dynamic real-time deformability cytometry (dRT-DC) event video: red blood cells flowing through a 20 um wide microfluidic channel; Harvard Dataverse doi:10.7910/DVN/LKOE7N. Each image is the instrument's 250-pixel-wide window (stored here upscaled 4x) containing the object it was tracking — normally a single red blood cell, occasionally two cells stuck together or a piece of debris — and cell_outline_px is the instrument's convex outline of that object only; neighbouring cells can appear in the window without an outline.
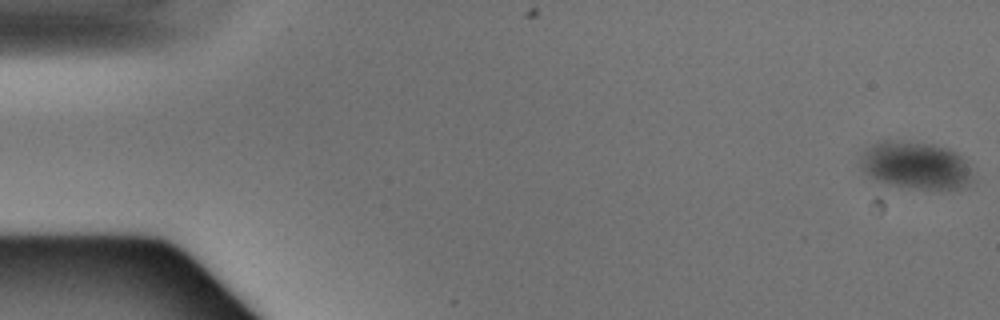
{"species": "Egyptian fruit bat (a non-hibernating species)", "species_latin": "Rousettus aegyptiacus", "temperature_condition": "warm", "stored_images_in_passage": 48, "camera_frame_rate_fps": 3000, "um_per_image_px": 0.085, "animal": {"sex": "male"}, "frame": {"image": 1, "passage_image": 1, "time_ms": 0.0, "image_size_px": [1000, 320], "cell_outline_px": [[972, 180], [964, 188], [912, 188], [888, 184], [864, 172], [860, 164], [860, 160], [864, 148], [872, 144], [884, 140], [908, 140], [936, 144], [948, 148], [956, 152], [968, 164], [972, 176]], "centroid_in_image_um": [77.82, 14.01], "position_along_channel_um": 7.2, "area_um2": 31.1}}
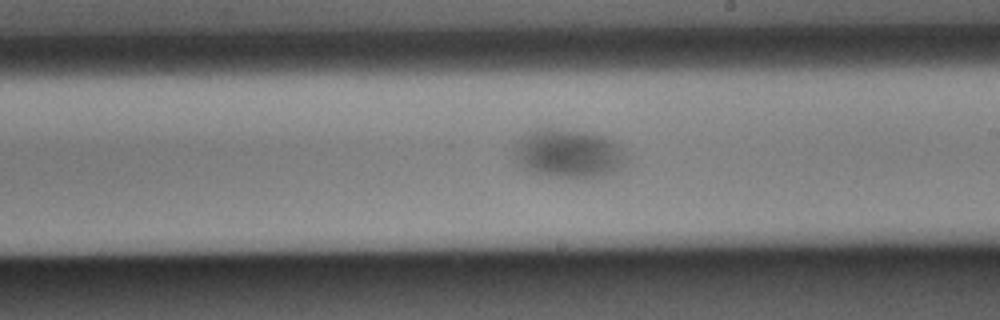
{"frame": {"image": 2, "passage_image": 28, "time_ms": 9.0, "image_size_px": [1000, 320], "cell_outline_px": [[632, 156], [620, 172], [604, 176], [584, 180], [548, 176], [520, 168], [516, 164], [516, 148], [520, 140], [532, 132], [544, 128], [548, 128], [576, 132], [600, 136], [612, 140], [624, 148]], "centroid_in_image_um": [48.47, 13.15], "position_along_channel_um": 240.5, "area_um2": 32.25}}
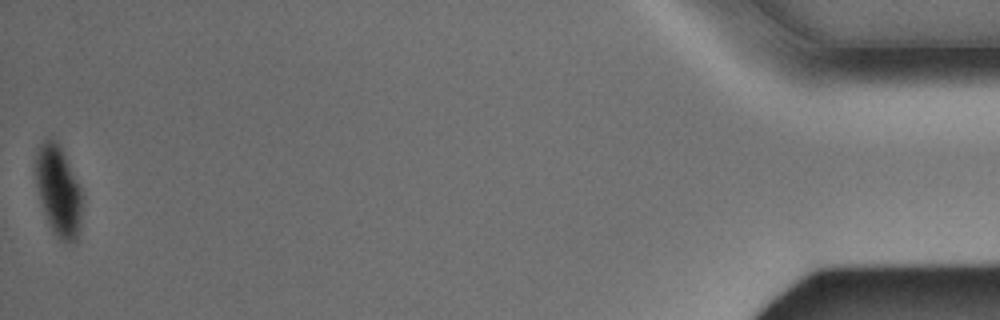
{"frame": {"image": 3, "passage_image": 48, "time_ms": 15.667, "image_size_px": [1000, 320], "cell_outline_px": [[84, 204], [80, 228], [76, 240], [60, 240], [52, 228], [48, 220], [36, 184], [36, 148], [44, 140], [56, 140], [60, 144], [80, 188], [84, 200]], "centroid_in_image_um": [5.0, 16.19], "position_along_channel_um": 430.2, "area_um2": 24.1}}